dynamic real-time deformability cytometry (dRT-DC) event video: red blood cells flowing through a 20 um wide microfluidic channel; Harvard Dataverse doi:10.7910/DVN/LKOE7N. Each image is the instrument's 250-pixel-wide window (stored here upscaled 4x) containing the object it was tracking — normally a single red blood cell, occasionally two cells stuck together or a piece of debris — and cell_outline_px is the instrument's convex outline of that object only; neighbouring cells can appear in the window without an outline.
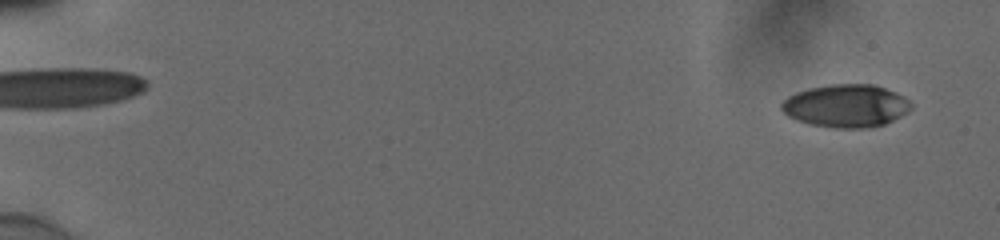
{"species": "human", "species_latin": "Homo sapiens", "temperature_condition": "cold", "stored_images_in_passage": 55, "camera_frame_rate_fps": 3000, "um_per_image_px": 0.085, "donor": {"sex": "male"}, "frame": {"image": 1, "passage_image": 3, "time_ms": 0.667, "image_size_px": [1000, 240], "cell_outline_px": [[912, 108], [900, 116], [884, 124], [868, 128], [836, 128], [808, 124], [796, 120], [788, 116], [780, 108], [780, 104], [788, 96], [796, 92], [808, 88], [832, 84], [872, 84], [896, 92], [908, 100], [912, 104]], "centroid_in_image_um": [71.88, 9.0], "position_along_channel_um": 13.1, "area_um2": 32.37}}
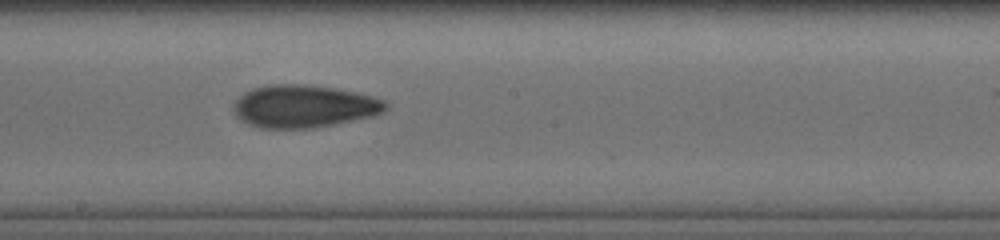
{"frame": {"image": 2, "passage_image": 33, "time_ms": 10.667, "image_size_px": [1000, 240], "cell_outline_px": [[388, 108], [384, 112], [372, 116], [312, 128], [260, 128], [248, 124], [240, 120], [232, 112], [232, 104], [244, 92], [252, 88], [272, 84], [304, 84], [332, 88], [372, 96], [384, 100], [388, 104]], "centroid_in_image_um": [25.78, 9.04], "position_along_channel_um": 222.4, "area_um2": 37.74}}
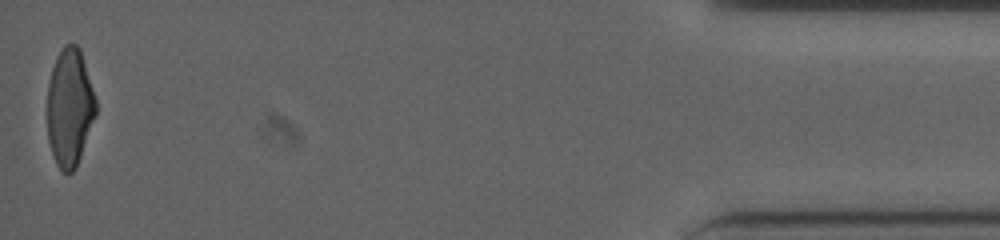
{"frame": {"image": 3, "passage_image": 55, "time_ms": 18.0, "image_size_px": [1000, 240], "cell_outline_px": [[96, 112], [76, 168], [72, 172], [64, 172], [56, 164], [48, 140], [48, 84], [52, 68], [56, 56], [64, 44], [76, 44], [80, 48], [96, 100]], "centroid_in_image_um": [5.91, 9.11], "position_along_channel_um": 429.3, "area_um2": 33.0}, "authors_computed_cell_mechanics": {"area_um2": 34.7378, "velocity_mm_per_s": 3.8837, "shape_relaxation_time_tau1_ms": 4.9806, "shape_relaxation_time_tau2_ms": 2.6691, "deformation_change_tau1": 0.1781, "deformation_change_tau2": 0.0968}}